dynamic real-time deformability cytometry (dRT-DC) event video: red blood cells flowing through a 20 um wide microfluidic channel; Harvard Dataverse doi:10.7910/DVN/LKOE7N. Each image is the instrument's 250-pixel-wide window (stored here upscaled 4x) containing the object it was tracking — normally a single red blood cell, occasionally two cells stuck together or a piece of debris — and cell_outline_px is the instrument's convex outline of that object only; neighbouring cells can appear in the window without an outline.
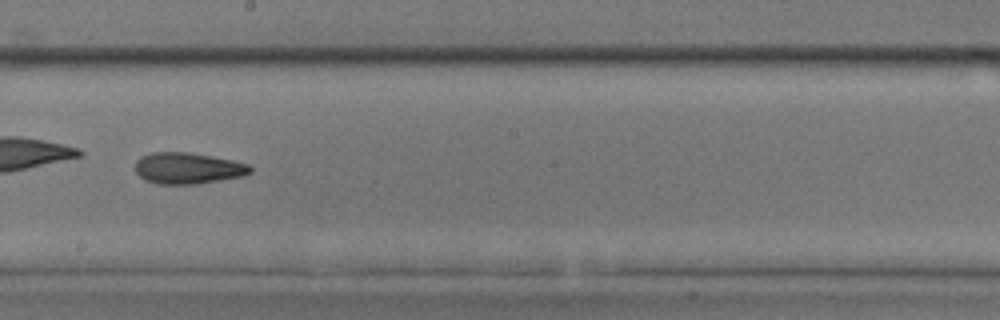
{"species": "common noctule bat (a hibernating species)", "species_latin": "Nyctalus noctula", "temperature_condition": "room temperature", "stored_images_in_passage": 48, "camera_frame_rate_fps": 3000, "um_per_image_px": 0.085, "animal": {"sex": "male", "body_mass_g": 17.9, "forearm_length_mm": 54.2}, "frame": {"image": 1, "passage_image": 28, "time_ms": 9.0, "image_size_px": [1000, 320], "cell_outline_px": [[252, 172], [244, 176], [196, 184], [156, 184], [144, 180], [136, 172], [136, 160], [140, 156], [152, 152], [188, 152], [232, 160], [248, 164], [252, 168]], "centroid_in_image_um": [15.95, 14.3], "position_along_channel_um": 232.2, "area_um2": 21.04}, "authors_computed_cell_mechanics": {"area_um2": 21.8484, "velocity_mm_per_s": 4.172, "shape_relaxation_time_tau1_ms": 2.6274, "shape_relaxation_time_tau2_ms": 5.1139, "deformation_change_tau1": 0.1327, "deformation_change_tau2": 0.1588}}